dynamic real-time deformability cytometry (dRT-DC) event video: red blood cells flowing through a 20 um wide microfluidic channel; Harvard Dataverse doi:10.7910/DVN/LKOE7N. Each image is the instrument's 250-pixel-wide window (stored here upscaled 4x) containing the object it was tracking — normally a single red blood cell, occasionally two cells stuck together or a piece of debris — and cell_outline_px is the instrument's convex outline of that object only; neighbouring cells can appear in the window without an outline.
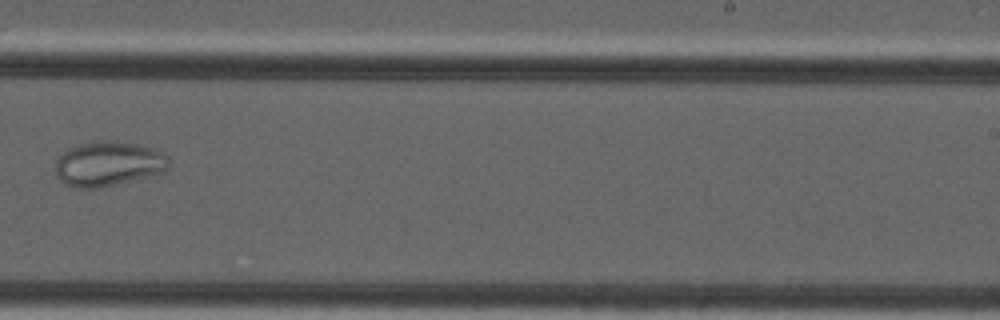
{"species": "common noctule bat (a hibernating species)", "species_latin": "Nyctalus noctula", "temperature_condition": "cold", "stored_images_in_passage": 10, "camera_frame_rate_fps": 3000, "um_per_image_px": 0.085, "animal": {"sex": "male", "forearm_length_mm": 52.5}, "frame": {"image": 1, "passage_image": 9, "time_ms": 10.333, "image_size_px": [1000, 320], "cell_outline_px": [[168, 168], [160, 172], [96, 188], [72, 188], [64, 184], [56, 176], [56, 160], [68, 148], [80, 144], [112, 140], [136, 144], [152, 148], [164, 152], [168, 156]], "centroid_in_image_um": [9.16, 13.91], "position_along_channel_um": 279.8, "area_um2": 29.02}}